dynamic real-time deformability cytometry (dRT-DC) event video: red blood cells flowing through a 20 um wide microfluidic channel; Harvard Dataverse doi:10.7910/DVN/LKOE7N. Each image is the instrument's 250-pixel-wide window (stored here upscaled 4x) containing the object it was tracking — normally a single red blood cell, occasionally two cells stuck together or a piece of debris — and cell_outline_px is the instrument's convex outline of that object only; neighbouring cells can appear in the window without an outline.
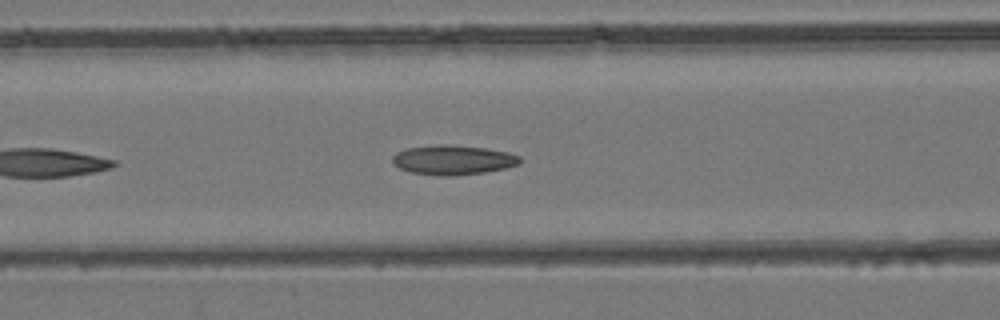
{"species": "common noctule bat (a hibernating species)", "species_latin": "Nyctalus noctula", "temperature_condition": "room temperature", "stored_images_in_passage": 13, "camera_frame_rate_fps": 3000, "um_per_image_px": 0.085, "animal": {"sex": "female", "body_mass_g": 24.6, "forearm_length_mm": 56.2}, "frame": {"image": 1, "passage_image": 8, "time_ms": 2.333, "image_size_px": [1000, 320], "cell_outline_px": [[520, 164], [504, 168], [484, 172], [452, 176], [436, 176], [412, 172], [400, 168], [392, 160], [392, 156], [396, 152], [408, 148], [444, 144], [448, 144], [488, 148], [508, 152], [520, 156]], "centroid_in_image_um": [38.53, 13.59], "position_along_channel_um": 128.1, "area_um2": 21.91}}